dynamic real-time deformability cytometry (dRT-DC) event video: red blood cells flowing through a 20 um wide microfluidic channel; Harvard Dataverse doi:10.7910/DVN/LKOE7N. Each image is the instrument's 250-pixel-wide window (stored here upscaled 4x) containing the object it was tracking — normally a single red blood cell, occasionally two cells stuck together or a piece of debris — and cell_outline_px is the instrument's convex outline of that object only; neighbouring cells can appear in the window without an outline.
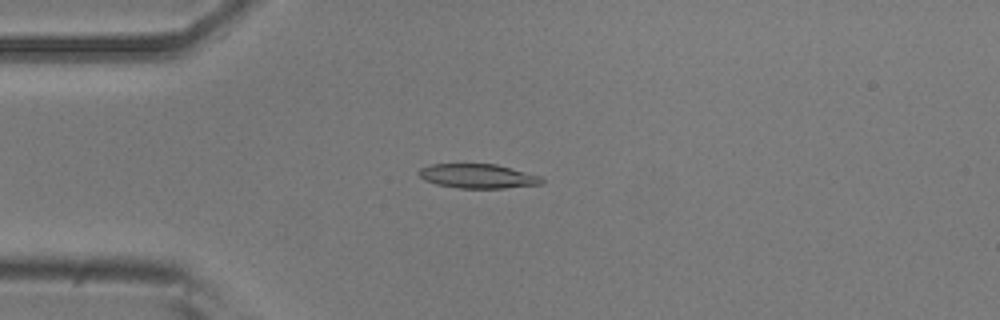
{"species": "common noctule bat (a hibernating species)", "species_latin": "Nyctalus noctula", "temperature_condition": "room temperature", "stored_images_in_passage": 51, "camera_frame_rate_fps": 3000, "um_per_image_px": 0.085, "animal": {"sex": "male", "body_mass_g": 20.5, "forearm_length_mm": 52.5}, "frame": {"image": 1, "passage_image": 13, "time_ms": 4.0, "image_size_px": [1000, 320], "cell_outline_px": [[544, 184], [504, 188], [460, 188], [436, 184], [424, 180], [416, 172], [420, 168], [432, 164], [496, 164], [540, 176], [544, 180]], "centroid_in_image_um": [40.61, 14.97], "position_along_channel_um": 44.4, "area_um2": 17.4}}
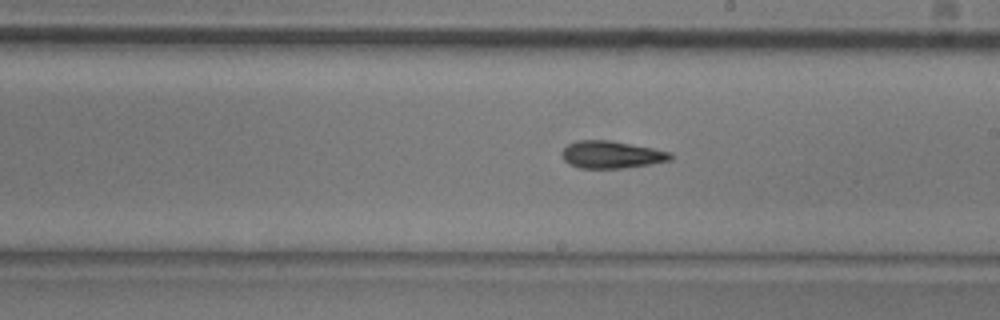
{"frame": {"image": 2, "passage_image": 29, "time_ms": 9.333, "image_size_px": [1000, 320], "cell_outline_px": [[672, 160], [624, 168], [580, 168], [568, 164], [564, 160], [560, 152], [568, 144], [576, 140], [608, 140], [652, 148], [672, 152]], "centroid_in_image_um": [51.94, 13.14], "position_along_channel_um": 237.1, "area_um2": 17.28}}
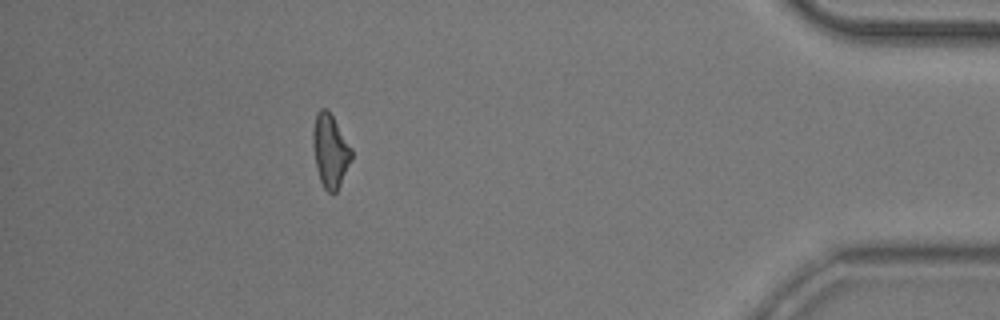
{"frame": {"image": 3, "passage_image": 46, "time_ms": 15.0, "image_size_px": [1000, 320], "cell_outline_px": [[352, 156], [340, 184], [336, 192], [328, 192], [324, 188], [320, 180], [316, 168], [312, 144], [312, 132], [316, 112], [320, 108], [324, 108], [332, 116], [352, 148]], "centroid_in_image_um": [28.04, 12.8], "position_along_channel_um": 407.2, "area_um2": 16.24}, "authors_computed_cell_mechanics": {"area_um2": 17.1666, "velocity_mm_per_s": 3.9268, "shape_relaxation_time_tau1_ms": 11.1355, "shape_relaxation_time_tau2_ms": 5.0593, "deformation_change_tau1": 0.2578, "deformation_change_tau2": 0.1537}}